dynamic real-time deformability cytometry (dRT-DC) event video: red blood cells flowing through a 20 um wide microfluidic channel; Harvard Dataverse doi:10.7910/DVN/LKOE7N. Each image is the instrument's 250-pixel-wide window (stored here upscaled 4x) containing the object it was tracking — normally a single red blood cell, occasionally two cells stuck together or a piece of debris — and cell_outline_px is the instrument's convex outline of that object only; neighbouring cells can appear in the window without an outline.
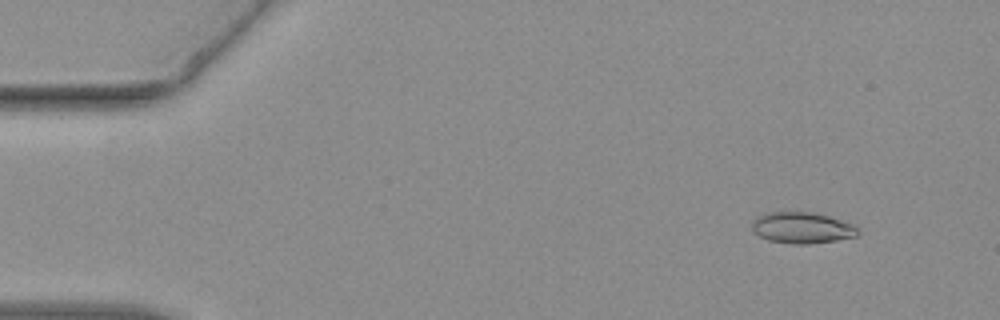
{"species": "common noctule bat (a hibernating species)", "species_latin": "Nyctalus noctula", "temperature_condition": "warm", "stored_images_in_passage": 55, "camera_frame_rate_fps": 3000, "um_per_image_px": 0.085, "animal": {"sex": "female", "body_mass_g": 19.3, "forearm_length_mm": 54.1}, "frame": {"image": 1, "passage_image": 6, "time_ms": 1.667, "image_size_px": [1000, 320], "cell_outline_px": [[860, 232], [856, 236], [836, 240], [804, 244], [796, 244], [768, 240], [752, 232], [752, 220], [756, 216], [772, 212], [812, 212], [828, 216], [852, 224]], "centroid_in_image_um": [68.13, 19.36], "position_along_channel_um": 16.9, "area_um2": 19.07}}
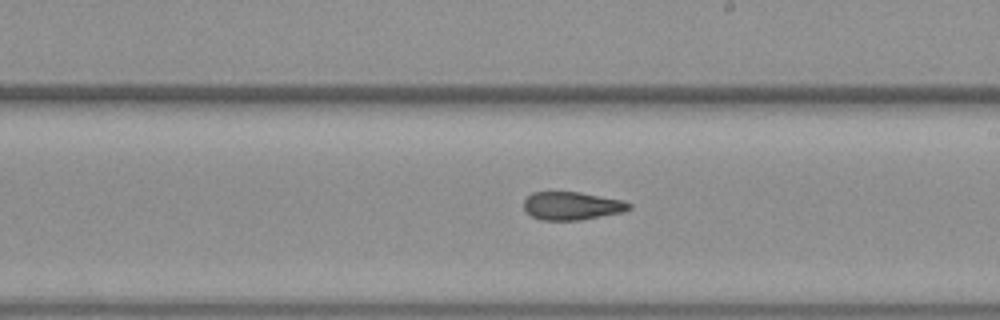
{"frame": {"image": 2, "passage_image": 32, "time_ms": 10.333, "image_size_px": [1000, 320], "cell_outline_px": [[632, 208], [624, 212], [580, 220], [540, 220], [532, 216], [524, 208], [524, 200], [532, 192], [580, 192], [624, 200], [632, 204]], "centroid_in_image_um": [48.65, 17.49], "position_along_channel_um": 240.3, "area_um2": 17.34}}
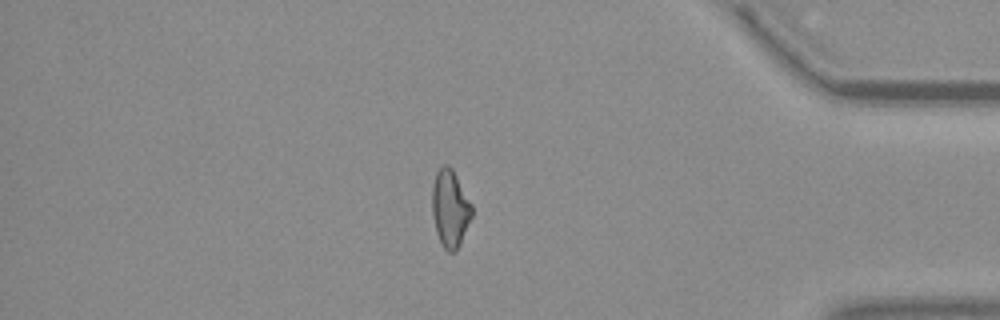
{"frame": {"image": 3, "passage_image": 47, "time_ms": 15.333, "image_size_px": [1000, 320], "cell_outline_px": [[472, 216], [460, 244], [456, 252], [448, 252], [444, 248], [436, 232], [432, 216], [432, 184], [436, 172], [444, 164], [448, 164], [452, 168], [472, 204]], "centroid_in_image_um": [38.25, 17.71], "position_along_channel_um": 396.9, "area_um2": 17.98}, "authors_computed_cell_mechanics": {"area_um2": 18.3226, "velocity_mm_per_s": 3.7948, "shape_relaxation_time_tau1_ms": 9.5734, "shape_relaxation_time_tau2_ms": 2.0563, "deformation_change_tau1": 0.2231, "deformation_change_tau2": 0.097}}